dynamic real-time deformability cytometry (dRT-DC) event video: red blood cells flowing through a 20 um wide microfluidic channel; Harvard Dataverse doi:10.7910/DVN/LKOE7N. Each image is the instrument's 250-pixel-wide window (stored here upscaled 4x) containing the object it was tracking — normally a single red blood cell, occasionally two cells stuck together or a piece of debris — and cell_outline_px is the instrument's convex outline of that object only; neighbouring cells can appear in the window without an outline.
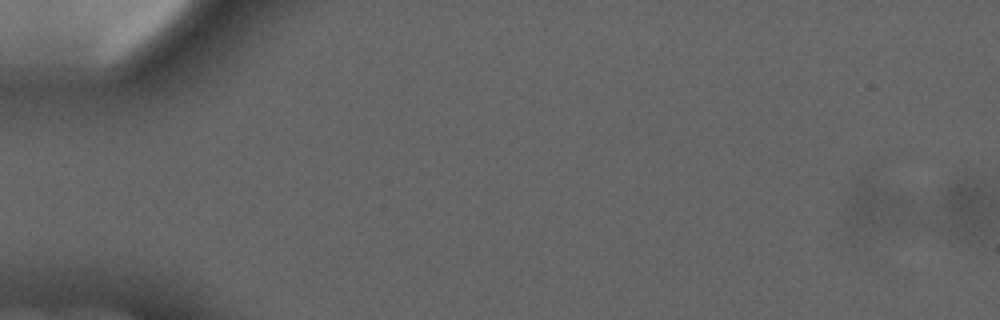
{"species": "common noctule bat (a hibernating species)", "species_latin": "Nyctalus noctula", "temperature_condition": "cold", "stored_images_in_passage": 2, "camera_frame_rate_fps": 3000, "um_per_image_px": 0.085, "animal": {"sex": "male", "forearm_length_mm": 52.5}, "frame": {"image": 1, "passage_image": 1, "time_ms": 0.0, "image_size_px": [1000, 320], "cell_outline_px": [[916, 224], [856, 236], [848, 220], [848, 196], [864, 172], [868, 172], [912, 200]], "centroid_in_image_um": [74.62, 17.59], "position_along_channel_um": 10.4, "area_um2": 21.39}}